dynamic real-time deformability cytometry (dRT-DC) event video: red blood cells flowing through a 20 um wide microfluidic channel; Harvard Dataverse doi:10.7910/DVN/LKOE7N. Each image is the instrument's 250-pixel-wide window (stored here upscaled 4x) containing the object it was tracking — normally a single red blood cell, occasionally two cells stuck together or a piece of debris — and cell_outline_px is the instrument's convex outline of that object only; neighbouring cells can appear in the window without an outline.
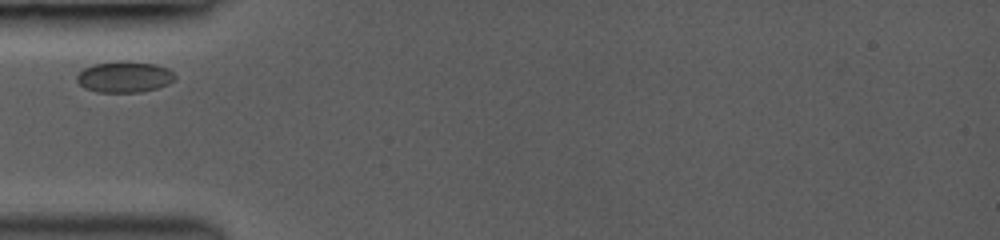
{"species": "common noctule bat (a hibernating species)", "species_latin": "Nyctalus noctula", "temperature_condition": "room temperature", "stored_images_in_passage": 2, "camera_frame_rate_fps": 3000, "um_per_image_px": 0.085, "animal": {"sex": "female", "body_mass_g": 19.0, "forearm_length_mm": 53.3}, "frame": {"image": 1, "passage_image": 1, "time_ms": 0.0, "image_size_px": [1000, 240], "cell_outline_px": [[176, 80], [168, 84], [156, 88], [140, 92], [96, 92], [84, 88], [76, 80], [76, 76], [84, 68], [92, 64], [120, 60], [156, 64], [168, 68], [176, 76]], "centroid_in_image_um": [10.58, 6.53], "position_along_channel_um": 74.4, "area_um2": 17.98}}